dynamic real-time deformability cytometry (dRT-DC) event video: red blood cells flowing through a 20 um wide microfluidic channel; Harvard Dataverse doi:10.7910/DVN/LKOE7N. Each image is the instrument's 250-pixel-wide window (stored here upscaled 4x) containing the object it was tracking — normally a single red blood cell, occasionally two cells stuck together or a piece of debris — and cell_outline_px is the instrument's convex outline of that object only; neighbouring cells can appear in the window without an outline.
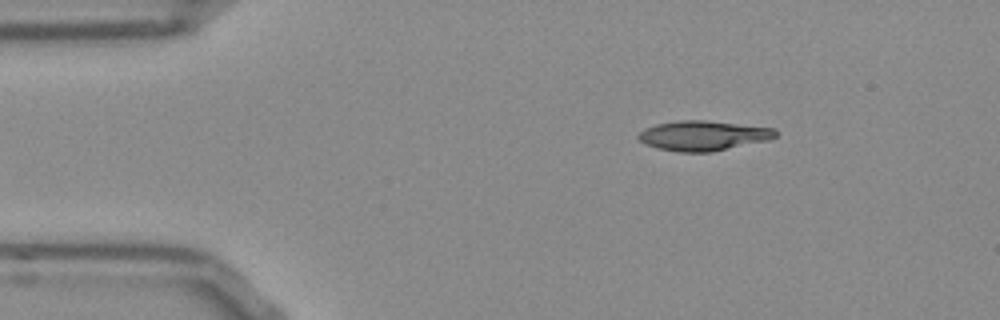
{"species": "Egyptian fruit bat (a non-hibernating species)", "species_latin": "Rousettus aegyptiacus", "temperature_condition": "room temperature", "stored_images_in_passage": 45, "camera_frame_rate_fps": 3000, "um_per_image_px": 0.085, "frame": {"image": 1, "passage_image": 1, "time_ms": 0.0, "image_size_px": [1000, 320], "cell_outline_px": [[776, 136], [768, 140], [712, 152], [680, 152], [660, 148], [644, 144], [636, 136], [644, 128], [656, 124], [680, 120], [704, 120], [776, 128]], "centroid_in_image_um": [59.76, 11.52], "position_along_channel_um": 25.2, "area_um2": 23.81}}
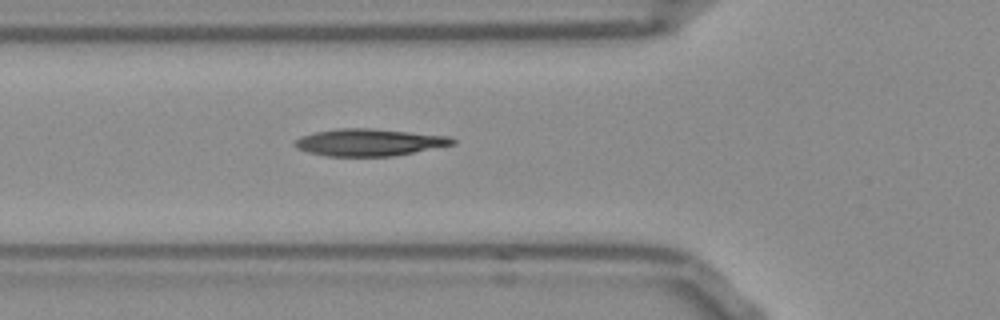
{"frame": {"image": 2, "passage_image": 11, "time_ms": 3.333, "image_size_px": [1000, 320], "cell_outline_px": [[456, 144], [392, 156], [328, 156], [308, 152], [296, 148], [292, 144], [300, 136], [316, 132], [340, 128], [372, 128], [448, 136], [456, 140]], "centroid_in_image_um": [31.36, 12.1], "position_along_channel_um": 94.4, "area_um2": 24.8}}
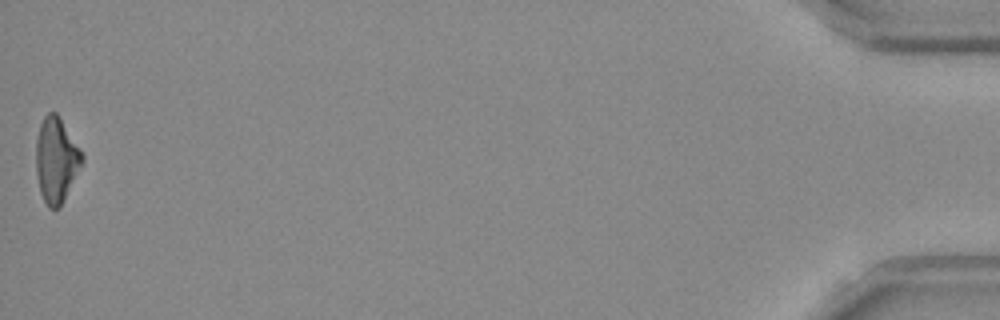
{"frame": {"image": 3, "passage_image": 45, "time_ms": 14.667, "image_size_px": [1000, 320], "cell_outline_px": [[84, 160], [60, 208], [48, 208], [40, 192], [36, 176], [36, 140], [40, 124], [44, 116], [48, 112], [56, 112], [60, 116], [80, 148], [84, 156]], "centroid_in_image_um": [4.78, 13.58], "position_along_channel_um": 430.4, "area_um2": 23.0}, "authors_computed_cell_mechanics": {"area_um2": 24.0448, "velocity_mm_per_s": 3.8626, "shape_relaxation_time_tau1_ms": null, "shape_relaxation_time_tau2_ms": 2.7326, "deformation_change_tau1": null, "deformation_change_tau2": 0.1093}}